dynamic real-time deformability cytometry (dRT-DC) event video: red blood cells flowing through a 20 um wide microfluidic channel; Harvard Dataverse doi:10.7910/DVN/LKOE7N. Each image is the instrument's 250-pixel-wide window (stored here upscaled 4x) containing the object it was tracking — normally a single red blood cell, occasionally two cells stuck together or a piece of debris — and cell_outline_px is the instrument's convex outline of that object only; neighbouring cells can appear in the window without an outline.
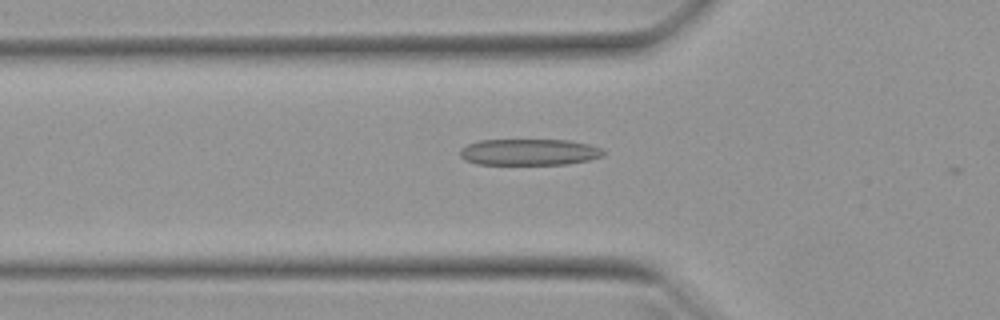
{"species": "Egyptian fruit bat (a non-hibernating species)", "species_latin": "Rousettus aegyptiacus", "temperature_condition": "warm", "stored_images_in_passage": 3, "camera_frame_rate_fps": 3000, "um_per_image_px": 0.085, "animal": {"sex": "female"}, "frame": {"image": 1, "passage_image": 2, "time_ms": 0.333, "image_size_px": [1000, 320], "cell_outline_px": [[604, 156], [588, 160], [568, 164], [476, 164], [464, 160], [460, 156], [460, 148], [468, 144], [480, 140], [572, 140], [604, 148]], "centroid_in_image_um": [45.0, 12.92], "position_along_channel_um": 80.8, "area_um2": 22.2}}